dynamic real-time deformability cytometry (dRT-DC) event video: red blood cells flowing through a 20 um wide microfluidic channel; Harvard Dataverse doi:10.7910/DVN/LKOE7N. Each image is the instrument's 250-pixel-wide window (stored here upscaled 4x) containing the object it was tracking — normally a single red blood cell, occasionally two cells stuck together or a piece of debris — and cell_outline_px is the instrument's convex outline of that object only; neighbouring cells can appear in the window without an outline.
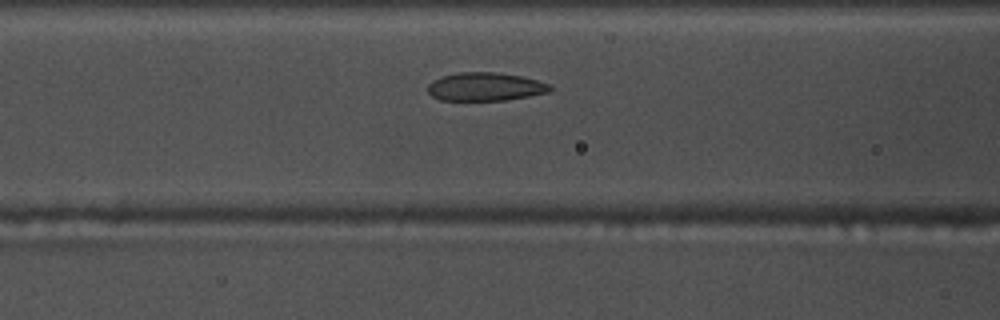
{"species": "common noctule bat (a hibernating species)", "species_latin": "Nyctalus noctula", "temperature_condition": "warm", "stored_images_in_passage": 28, "camera_frame_rate_fps": 3000, "um_per_image_px": 0.085, "animal": {"sex": "male", "body_mass_g": 17.5, "forearm_length_mm": 52.3}, "frame": {"image": 1, "passage_image": 5, "time_ms": 1.333, "image_size_px": [1000, 320], "cell_outline_px": [[552, 88], [548, 92], [528, 96], [504, 100], [440, 100], [432, 96], [428, 92], [428, 84], [432, 80], [440, 76], [456, 72], [496, 72], [524, 76], [552, 84]], "centroid_in_image_um": [41.24, 7.35], "position_along_channel_um": 125.4, "area_um2": 20.4}}
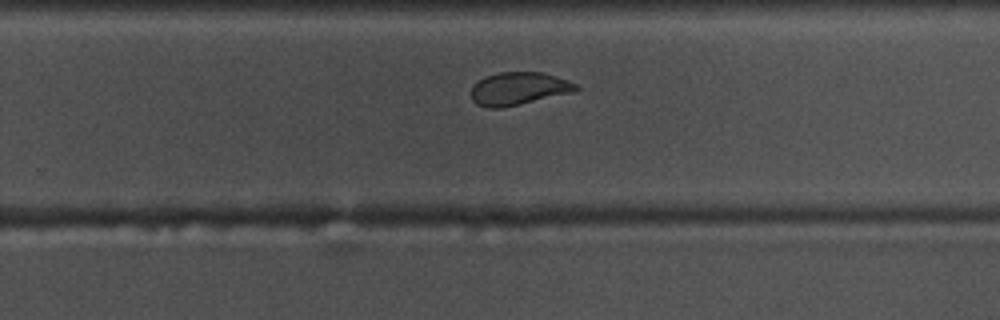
{"frame": {"image": 2, "passage_image": 18, "time_ms": 5.667, "image_size_px": [1000, 320], "cell_outline_px": [[580, 88], [576, 92], [520, 104], [500, 108], [488, 108], [476, 104], [472, 100], [472, 88], [484, 76], [500, 72], [544, 72], [568, 80], [576, 84]], "centroid_in_image_um": [44.13, 7.53], "position_along_channel_um": 285.7, "area_um2": 20.11}}
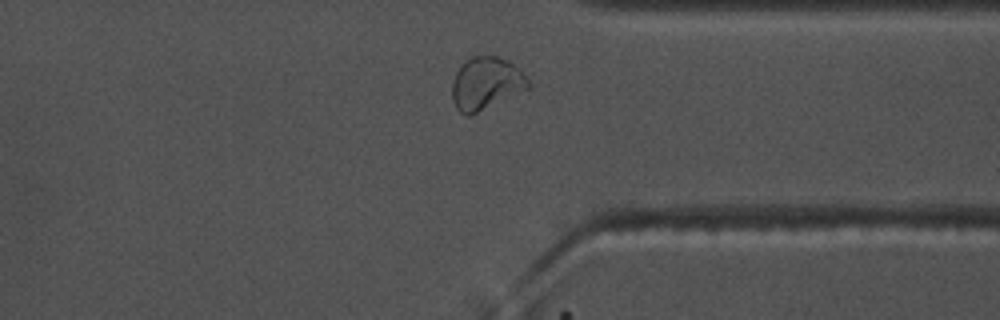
{"frame": {"image": 3, "passage_image": 25, "time_ms": 8.0, "image_size_px": [1000, 320], "cell_outline_px": [[532, 88], [468, 116], [464, 116], [456, 108], [452, 100], [452, 84], [456, 72], [460, 64], [472, 56], [496, 56], [508, 60], [516, 64], [520, 68], [532, 84]], "centroid_in_image_um": [41.35, 7.08], "position_along_channel_um": 370.0, "area_um2": 23.76}}